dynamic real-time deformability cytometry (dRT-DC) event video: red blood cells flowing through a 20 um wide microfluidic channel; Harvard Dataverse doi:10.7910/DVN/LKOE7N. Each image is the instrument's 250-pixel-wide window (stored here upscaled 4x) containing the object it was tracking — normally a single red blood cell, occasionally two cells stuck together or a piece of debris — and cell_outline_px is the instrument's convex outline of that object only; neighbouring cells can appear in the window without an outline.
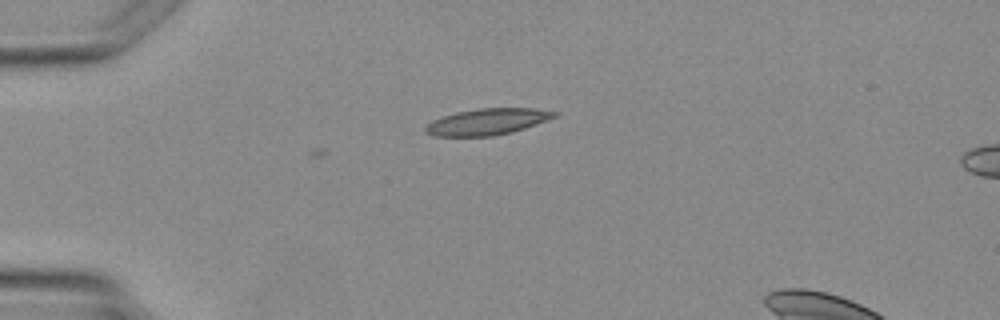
{"species": "Egyptian fruit bat (a non-hibernating species)", "species_latin": "Rousettus aegyptiacus", "temperature_condition": "warm", "stored_images_in_passage": 4, "segment_of_instrument_passage": [1, 2], "camera_frame_rate_fps": 3000, "um_per_image_px": 0.085, "animal": {"sex": "female"}, "frame": {"image": 1, "passage_image": 3, "time_ms": 3.0, "image_size_px": [1000, 320], "cell_outline_px": [[560, 112], [556, 116], [536, 124], [512, 132], [492, 136], [436, 136], [424, 132], [424, 128], [432, 120], [456, 112], [480, 108], [532, 108]], "centroid_in_image_um": [41.41, 10.34], "position_along_channel_um": 43.6, "area_um2": 19.65}}